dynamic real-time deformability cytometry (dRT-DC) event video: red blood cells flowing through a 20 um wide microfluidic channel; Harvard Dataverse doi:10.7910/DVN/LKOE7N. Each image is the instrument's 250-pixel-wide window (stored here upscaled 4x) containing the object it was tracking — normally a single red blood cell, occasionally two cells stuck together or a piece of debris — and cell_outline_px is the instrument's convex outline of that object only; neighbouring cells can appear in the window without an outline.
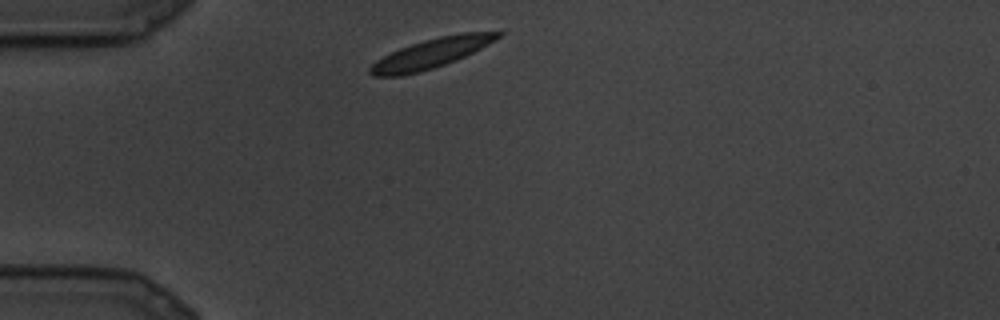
{"species": "common noctule bat (a hibernating species)", "species_latin": "Nyctalus noctula", "temperature_condition": "cold", "stored_images_in_passage": 5, "camera_frame_rate_fps": 3000, "um_per_image_px": 0.085, "animal": {"sex": "male", "body_mass_g": 19.5, "forearm_length_mm": 54.6}, "frame": {"image": 1, "passage_image": 1, "time_ms": 0.0, "image_size_px": [1000, 320], "cell_outline_px": [[504, 32], [496, 40], [456, 60], [432, 68], [400, 76], [372, 76], [368, 72], [368, 68], [376, 60], [400, 48], [424, 40], [440, 36], [460, 32]], "centroid_in_image_um": [36.62, 4.53], "position_along_channel_um": 48.4, "area_um2": 21.62}}
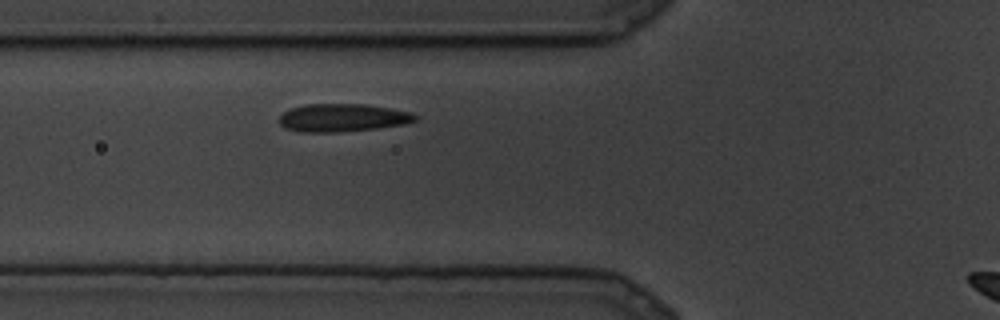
{"frame": {"image": 2, "passage_image": 4, "time_ms": 1.0, "image_size_px": [1000, 320], "cell_outline_px": [[416, 120], [404, 124], [376, 128], [336, 132], [300, 132], [284, 128], [280, 124], [280, 116], [284, 112], [292, 108], [304, 104], [364, 104], [412, 112], [416, 116]], "centroid_in_image_um": [29.09, 10.01], "position_along_channel_um": 96.7, "area_um2": 21.96}}